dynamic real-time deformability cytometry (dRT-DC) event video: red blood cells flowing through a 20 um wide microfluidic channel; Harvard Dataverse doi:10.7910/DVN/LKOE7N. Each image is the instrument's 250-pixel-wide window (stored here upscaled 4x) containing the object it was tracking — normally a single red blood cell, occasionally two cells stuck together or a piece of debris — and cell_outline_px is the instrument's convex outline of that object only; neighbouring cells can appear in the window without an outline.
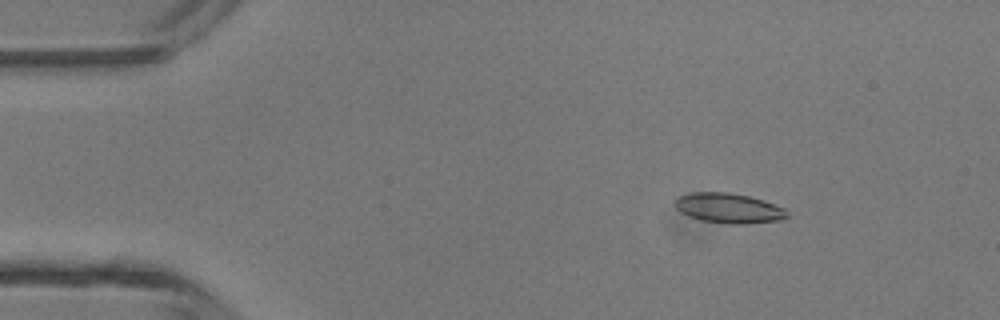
{"species": "common noctule bat (a hibernating species)", "species_latin": "Nyctalus noctula", "temperature_condition": "room temperature", "stored_images_in_passage": 3, "camera_frame_rate_fps": 3000, "um_per_image_px": 0.085, "animal": {"sex": "male", "body_mass_g": 13.3}, "frame": {"image": 1, "passage_image": 1, "time_ms": 0.0, "image_size_px": [1000, 320], "cell_outline_px": [[788, 216], [784, 220], [744, 224], [732, 224], [700, 220], [688, 216], [680, 212], [676, 208], [676, 200], [680, 196], [692, 192], [728, 192], [748, 196], [764, 200], [784, 208], [788, 212]], "centroid_in_image_um": [61.97, 17.7], "position_along_channel_um": 23.0, "area_um2": 19.59}}
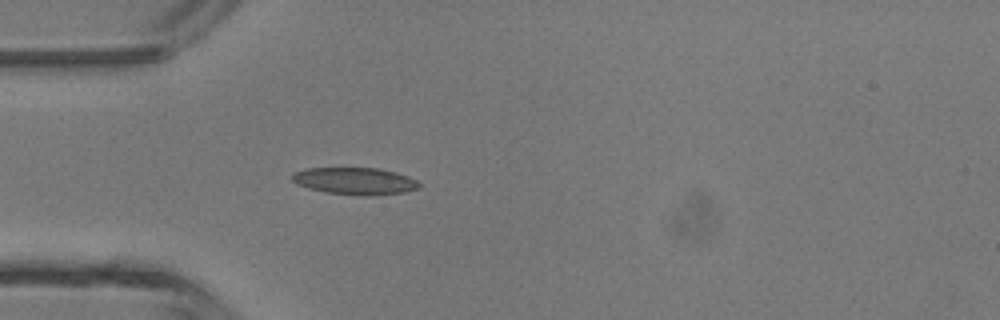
{"frame": {"image": 2, "passage_image": 3, "time_ms": 0.667, "image_size_px": [1000, 320], "cell_outline_px": [[420, 188], [404, 192], [368, 196], [364, 196], [324, 192], [308, 188], [296, 184], [288, 176], [292, 172], [304, 168], [380, 168], [396, 172], [408, 176], [416, 180], [420, 184]], "centroid_in_image_um": [30.12, 15.38], "position_along_channel_um": 54.9, "area_um2": 20.35}}